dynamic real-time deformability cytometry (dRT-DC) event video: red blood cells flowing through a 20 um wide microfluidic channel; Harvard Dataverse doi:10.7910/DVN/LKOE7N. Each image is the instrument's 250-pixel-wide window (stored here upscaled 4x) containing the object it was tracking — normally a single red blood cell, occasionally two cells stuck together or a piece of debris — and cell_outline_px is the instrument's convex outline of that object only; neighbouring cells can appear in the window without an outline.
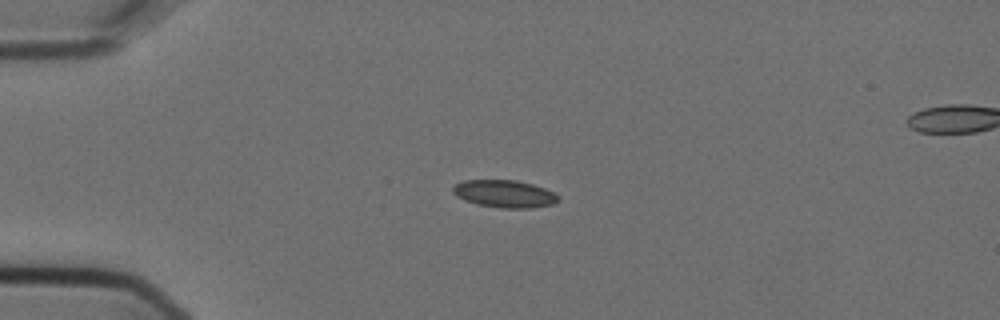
{"species": "Egyptian fruit bat (a non-hibernating species)", "species_latin": "Rousettus aegyptiacus", "temperature_condition": "cold", "stored_images_in_passage": 3, "camera_frame_rate_fps": 3000, "um_per_image_px": 0.085, "animal": {"sex": "female"}, "frame": {"image": 1, "passage_image": 1, "time_ms": 0.0, "image_size_px": [1000, 320], "cell_outline_px": [[560, 200], [552, 204], [532, 208], [500, 208], [476, 204], [464, 200], [456, 196], [452, 192], [452, 188], [456, 184], [464, 180], [516, 180], [532, 184], [544, 188], [560, 196]], "centroid_in_image_um": [42.88, 16.48], "position_along_channel_um": 42.1, "area_um2": 16.94}}
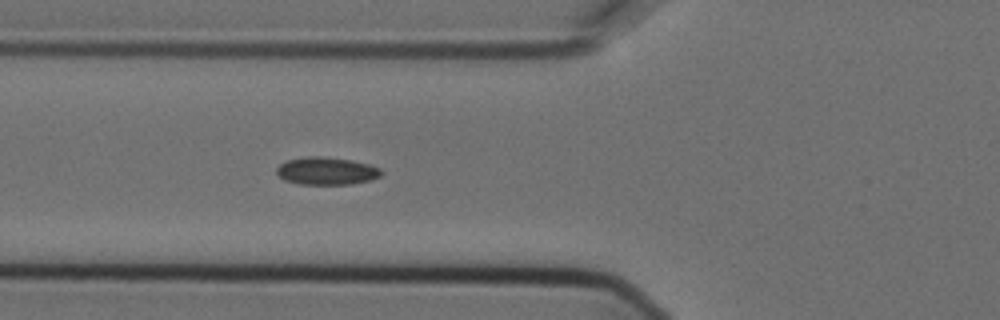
{"frame": {"image": 2, "passage_image": 3, "time_ms": 0.667, "image_size_px": [1000, 320], "cell_outline_px": [[384, 172], [380, 176], [368, 180], [352, 184], [300, 184], [284, 180], [276, 172], [276, 168], [280, 164], [288, 160], [308, 156], [320, 156], [348, 160], [368, 164], [380, 168]], "centroid_in_image_um": [27.74, 14.53], "position_along_channel_um": 98.1, "area_um2": 16.65}}